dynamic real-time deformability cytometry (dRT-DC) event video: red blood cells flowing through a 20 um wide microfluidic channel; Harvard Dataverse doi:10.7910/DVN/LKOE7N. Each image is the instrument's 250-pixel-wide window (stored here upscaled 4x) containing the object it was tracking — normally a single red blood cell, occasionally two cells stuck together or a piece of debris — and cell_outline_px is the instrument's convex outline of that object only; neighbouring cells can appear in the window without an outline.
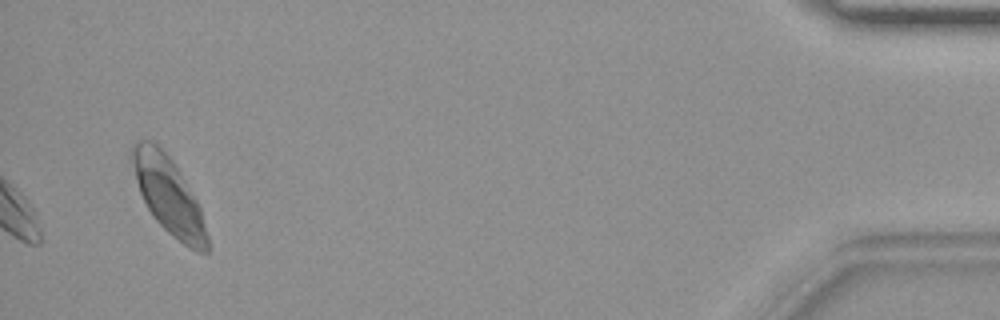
{"species": "common noctule bat (a hibernating species)", "species_latin": "Nyctalus noctula", "temperature_condition": "warm", "stored_images_in_passage": 32, "camera_frame_rate_fps": 3000, "um_per_image_px": 0.085, "animal": {"sex": "female", "body_mass_g": 19.9}, "frame": {"image": 1, "passage_image": 32, "time_ms": 10.333, "image_size_px": [1000, 320], "cell_outline_px": [[208, 252], [196, 252], [188, 248], [172, 236], [152, 216], [140, 192], [128, 160], [128, 152], [132, 144], [136, 140], [152, 140], [172, 160], [180, 172], [196, 200], [200, 208], [208, 236]], "centroid_in_image_um": [14.27, 16.57], "position_along_channel_um": 420.9, "area_um2": 33.81}}